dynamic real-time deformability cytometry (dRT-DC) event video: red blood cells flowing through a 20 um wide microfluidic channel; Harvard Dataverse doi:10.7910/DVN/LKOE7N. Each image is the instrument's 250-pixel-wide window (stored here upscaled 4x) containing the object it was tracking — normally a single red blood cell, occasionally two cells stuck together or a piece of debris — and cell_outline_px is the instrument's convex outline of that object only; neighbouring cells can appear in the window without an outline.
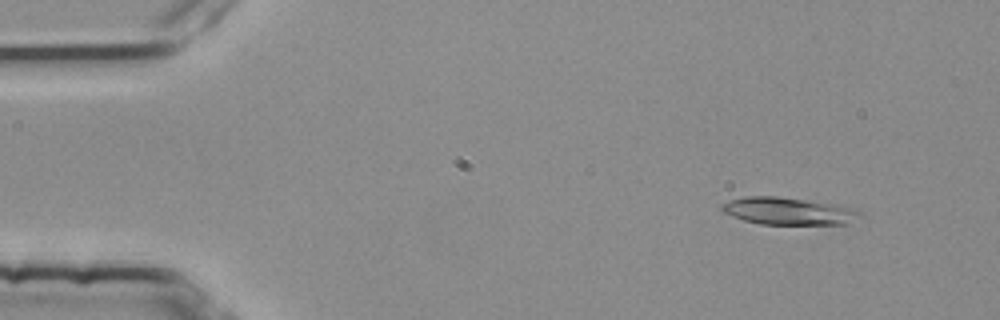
{"species": "common noctule bat (a hibernating species)", "species_latin": "Nyctalus noctula", "temperature_condition": "room temperature", "stored_images_in_passage": 3, "camera_frame_rate_fps": 3000, "um_per_image_px": 0.085, "animal": {"sex": "female", "body_mass_g": 25.1}, "frame": {"image": 1, "passage_image": 1, "time_ms": 0.0, "image_size_px": [1000, 320], "cell_outline_px": [[864, 216], [852, 224], [760, 224], [744, 220], [732, 216], [724, 212], [720, 208], [720, 204], [728, 200], [744, 196], [776, 196], [836, 204], [852, 208], [860, 212]], "centroid_in_image_um": [67.04, 17.94], "position_along_channel_um": 18.0, "area_um2": 22.25}}